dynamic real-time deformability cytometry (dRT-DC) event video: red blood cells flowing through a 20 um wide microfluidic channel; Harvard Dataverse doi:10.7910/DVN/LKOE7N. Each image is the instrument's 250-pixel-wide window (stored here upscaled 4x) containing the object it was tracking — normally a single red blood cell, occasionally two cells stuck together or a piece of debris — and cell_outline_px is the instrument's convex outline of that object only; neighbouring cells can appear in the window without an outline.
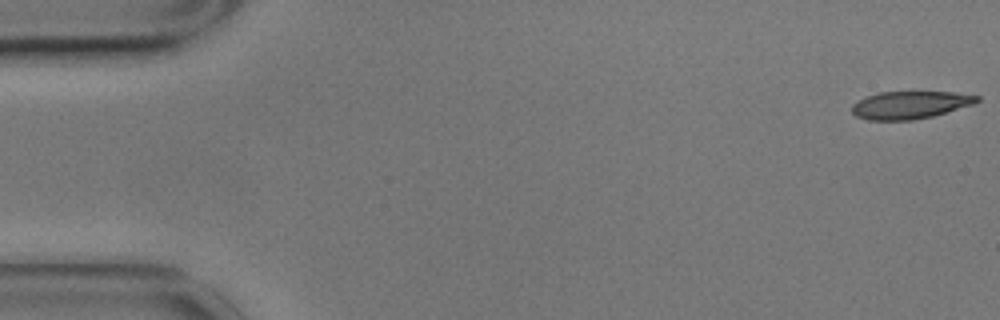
{"species": "common noctule bat (a hibernating species)", "species_latin": "Nyctalus noctula", "temperature_condition": "cold", "stored_images_in_passage": 57, "camera_frame_rate_fps": 3000, "um_per_image_px": 0.085, "animal": {"sex": "male", "body_mass_g": 17.9}, "frame": {"image": 1, "passage_image": 1, "time_ms": 0.0, "image_size_px": [1000, 320], "cell_outline_px": [[980, 100], [972, 104], [932, 116], [912, 120], [868, 120], [856, 116], [852, 112], [852, 104], [868, 96], [880, 92], [952, 92], [980, 96]], "centroid_in_image_um": [77.34, 8.92], "position_along_channel_um": 7.7, "area_um2": 19.83}}
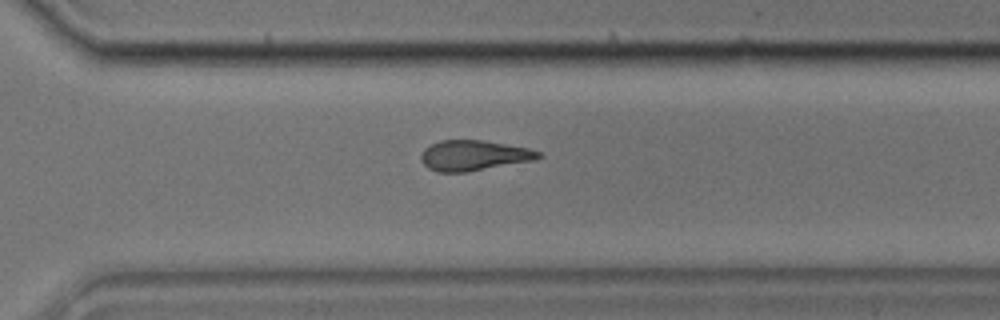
{"frame": {"image": 2, "passage_image": 40, "time_ms": 13.0, "image_size_px": [1000, 320], "cell_outline_px": [[544, 156], [532, 160], [468, 172], [436, 172], [428, 168], [420, 160], [420, 156], [424, 148], [440, 140], [480, 140], [528, 148], [540, 152]], "centroid_in_image_um": [40.22, 13.22], "position_along_channel_um": 330.4, "area_um2": 20.63}}
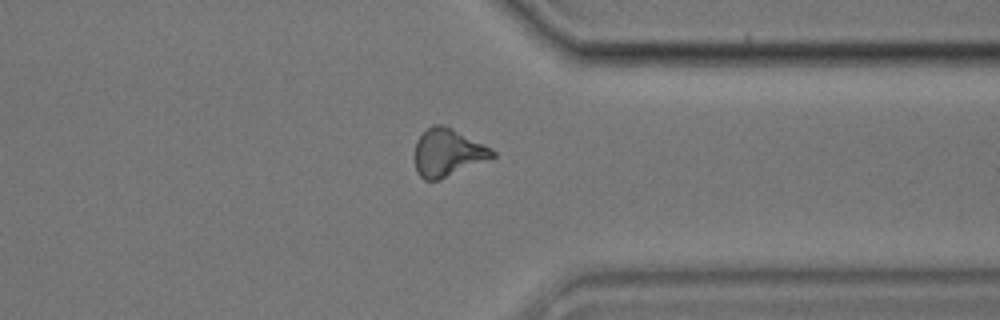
{"frame": {"image": 3, "passage_image": 44, "time_ms": 14.333, "image_size_px": [1000, 320], "cell_outline_px": [[496, 156], [440, 180], [424, 180], [416, 172], [416, 140], [432, 124], [440, 124], [452, 128], [492, 148], [496, 152]], "centroid_in_image_um": [38.07, 12.98], "position_along_channel_um": 373.3, "area_um2": 21.39}, "authors_computed_cell_mechanics": {"area_um2": 21.6172, "velocity_mm_per_s": 3.4855, "shape_relaxation_time_tau1_ms": 4.0565, "shape_relaxation_time_tau2_ms": 4.8288, "deformation_change_tau1": 0.1366, "deformation_change_tau2": 0.1509}}